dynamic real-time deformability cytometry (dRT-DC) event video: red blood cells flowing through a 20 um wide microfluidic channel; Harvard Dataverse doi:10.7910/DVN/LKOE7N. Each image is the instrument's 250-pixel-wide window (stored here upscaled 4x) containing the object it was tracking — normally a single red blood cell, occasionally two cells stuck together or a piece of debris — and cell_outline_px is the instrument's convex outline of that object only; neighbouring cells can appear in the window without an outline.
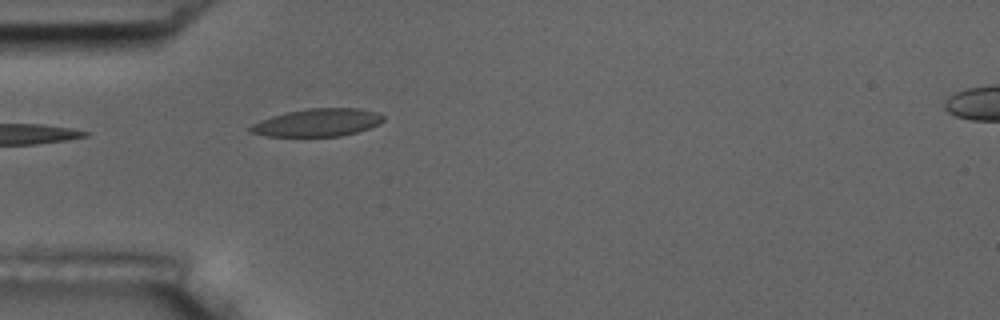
{"species": "common noctule bat (a hibernating species)", "species_latin": "Nyctalus noctula", "temperature_condition": "room temperature", "stored_images_in_passage": 1, "camera_frame_rate_fps": 3000, "um_per_image_px": 0.085, "animal": {"sex": "male", "body_mass_g": 17.5, "forearm_length_mm": 52.3}, "frame": {"image": 1, "passage_image": 1, "time_ms": 0.0, "image_size_px": [1000, 320], "cell_outline_px": [[384, 120], [380, 124], [356, 132], [340, 136], [268, 136], [248, 132], [248, 128], [252, 124], [260, 120], [272, 116], [288, 112], [308, 108], [356, 108], [376, 112], [384, 116]], "centroid_in_image_um": [26.97, 10.42], "position_along_channel_um": 58.0, "area_um2": 21.39}}